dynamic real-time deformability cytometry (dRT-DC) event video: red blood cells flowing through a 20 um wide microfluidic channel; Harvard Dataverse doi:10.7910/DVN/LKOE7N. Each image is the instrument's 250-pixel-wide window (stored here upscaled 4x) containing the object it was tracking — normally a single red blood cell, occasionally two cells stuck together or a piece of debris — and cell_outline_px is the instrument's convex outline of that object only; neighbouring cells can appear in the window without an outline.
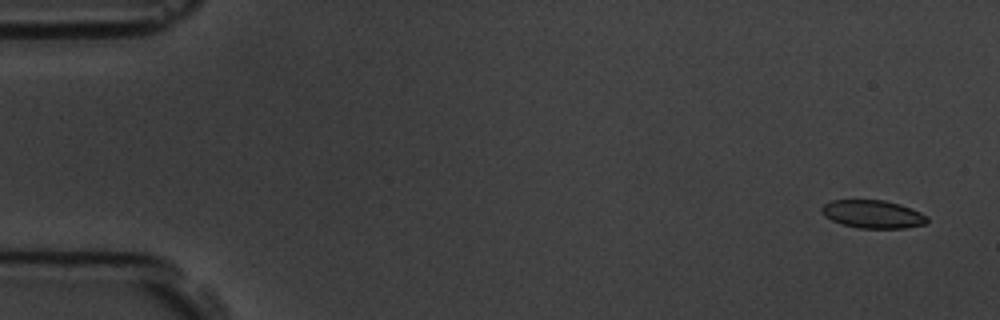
{"species": "common noctule bat (a hibernating species)", "species_latin": "Nyctalus noctula", "temperature_condition": "room temperature", "stored_images_in_passage": 5, "camera_frame_rate_fps": 3000, "um_per_image_px": 0.085, "animal": {"sex": "male", "body_mass_g": 19.5, "forearm_length_mm": 54.6}, "frame": {"image": 1, "passage_image": 1, "time_ms": 0.0, "image_size_px": [1000, 320], "cell_outline_px": [[928, 224], [904, 228], [856, 228], [832, 220], [824, 216], [820, 212], [820, 208], [824, 204], [832, 200], [884, 200], [900, 204], [920, 212], [928, 216]], "centroid_in_image_um": [74.2, 18.2], "position_along_channel_um": 10.8, "area_um2": 17.34}}
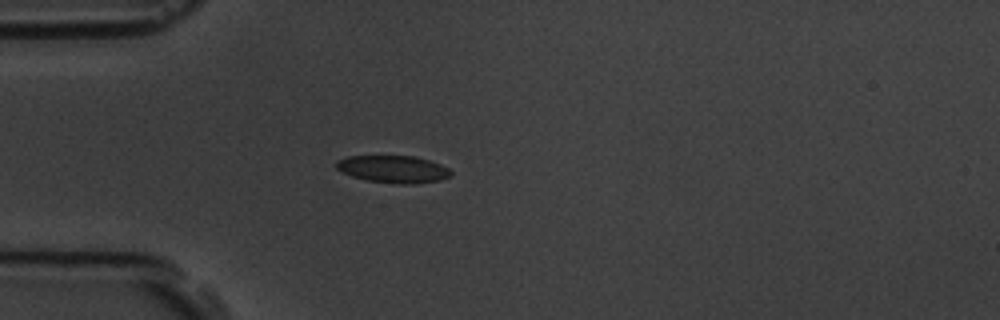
{"frame": {"image": 2, "passage_image": 5, "time_ms": 4.333, "image_size_px": [1000, 320], "cell_outline_px": [[452, 176], [440, 180], [412, 184], [396, 184], [368, 180], [352, 176], [336, 168], [336, 160], [348, 156], [412, 156], [428, 160], [440, 164], [448, 168], [452, 172]], "centroid_in_image_um": [33.44, 14.38], "position_along_channel_um": 51.6, "area_um2": 18.15}}